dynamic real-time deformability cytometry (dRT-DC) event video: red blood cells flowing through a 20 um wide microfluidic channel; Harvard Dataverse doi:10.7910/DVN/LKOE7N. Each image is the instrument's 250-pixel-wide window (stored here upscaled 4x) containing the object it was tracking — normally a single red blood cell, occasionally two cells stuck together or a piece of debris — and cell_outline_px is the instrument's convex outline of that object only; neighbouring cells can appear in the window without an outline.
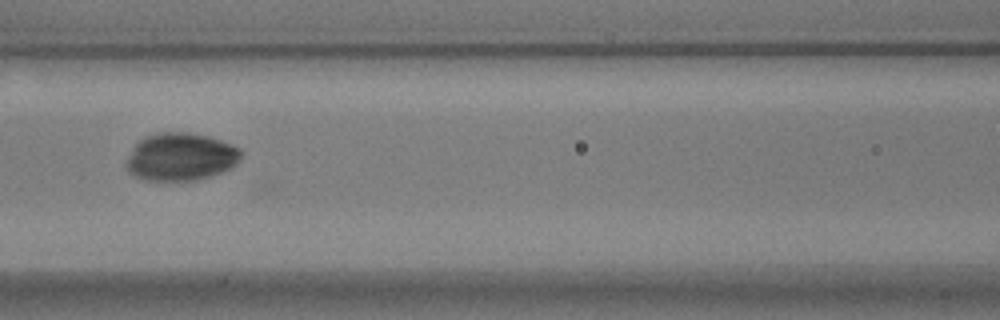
{"species": "common noctule bat (a hibernating species)", "species_latin": "Nyctalus noctula", "temperature_condition": "warm", "stored_images_in_passage": 47, "camera_frame_rate_fps": 3000, "um_per_image_px": 0.085, "animal": {"sex": "male", "body_mass_g": 17.9}, "frame": {"image": 1, "passage_image": 25, "time_ms": 8.0, "image_size_px": [1000, 320], "cell_outline_px": [[244, 152], [240, 160], [232, 168], [196, 180], [148, 180], [136, 176], [128, 172], [124, 164], [128, 156], [136, 144], [144, 136], [160, 132], [184, 132], [208, 136], [232, 144], [240, 148]], "centroid_in_image_um": [15.38, 13.32], "position_along_channel_um": 151.2, "area_um2": 31.96}}
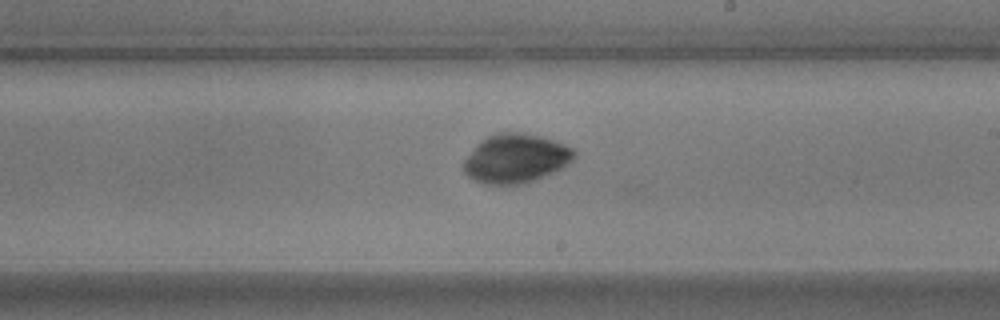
{"frame": {"image": 2, "passage_image": 33, "time_ms": 10.667, "image_size_px": [1000, 320], "cell_outline_px": [[576, 156], [568, 164], [552, 172], [532, 180], [520, 184], [484, 184], [468, 176], [464, 172], [464, 160], [476, 144], [480, 140], [496, 132], [524, 132], [540, 136], [564, 144], [572, 148], [576, 152]], "centroid_in_image_um": [43.82, 13.44], "position_along_channel_um": 245.2, "area_um2": 31.33}}
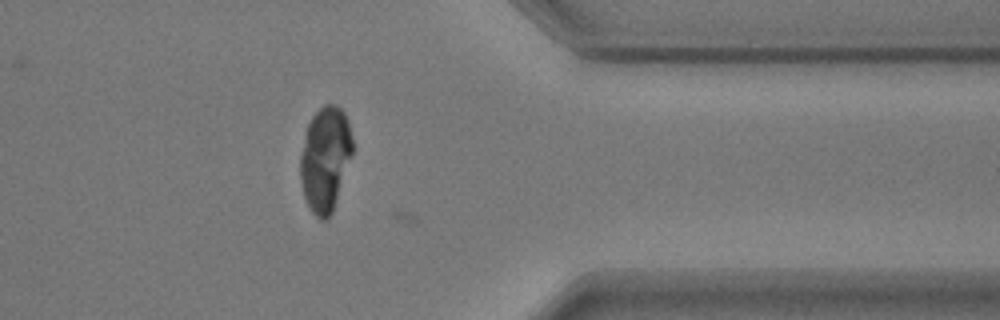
{"frame": {"image": 3, "passage_image": 46, "time_ms": 15.0, "image_size_px": [1000, 320], "cell_outline_px": [[352, 152], [332, 212], [328, 220], [320, 220], [308, 208], [304, 196], [300, 180], [300, 152], [304, 132], [312, 116], [324, 104], [336, 104], [344, 112], [348, 120], [352, 136]], "centroid_in_image_um": [27.61, 13.5], "position_along_channel_um": 383.8, "area_um2": 31.96}}